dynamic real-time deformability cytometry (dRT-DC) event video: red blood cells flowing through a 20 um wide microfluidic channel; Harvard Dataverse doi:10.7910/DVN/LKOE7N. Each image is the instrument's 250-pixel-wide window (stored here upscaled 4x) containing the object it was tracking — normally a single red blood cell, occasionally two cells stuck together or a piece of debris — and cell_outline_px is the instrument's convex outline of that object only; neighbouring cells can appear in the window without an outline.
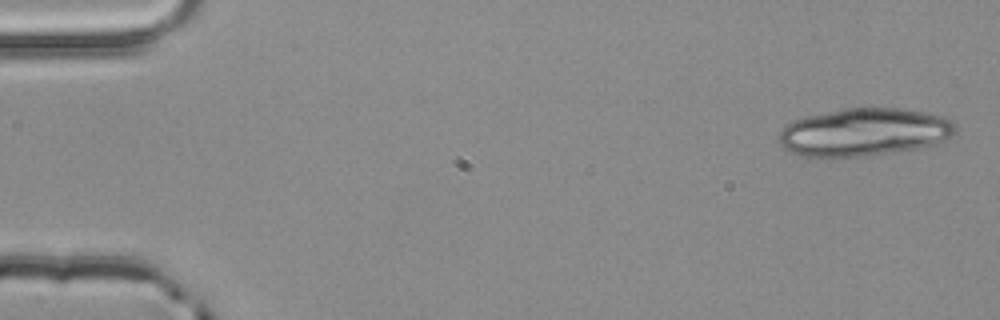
{"species": "common noctule bat (a hibernating species)", "species_latin": "Nyctalus noctula", "temperature_condition": "room temperature", "stored_images_in_passage": 4, "camera_frame_rate_fps": 3000, "um_per_image_px": 0.085, "animal": {"sex": "male", "body_mass_g": 20.4}, "frame": {"image": 1, "passage_image": 1, "time_ms": 0.0, "image_size_px": [1000, 320], "cell_outline_px": [[956, 132], [952, 136], [944, 140], [932, 144], [916, 148], [864, 156], [804, 156], [792, 152], [784, 148], [780, 144], [780, 132], [792, 120], [808, 116], [868, 104], [924, 112], [944, 116], [952, 120], [956, 124]], "centroid_in_image_um": [73.5, 11.19], "position_along_channel_um": 11.5, "area_um2": 49.25}}